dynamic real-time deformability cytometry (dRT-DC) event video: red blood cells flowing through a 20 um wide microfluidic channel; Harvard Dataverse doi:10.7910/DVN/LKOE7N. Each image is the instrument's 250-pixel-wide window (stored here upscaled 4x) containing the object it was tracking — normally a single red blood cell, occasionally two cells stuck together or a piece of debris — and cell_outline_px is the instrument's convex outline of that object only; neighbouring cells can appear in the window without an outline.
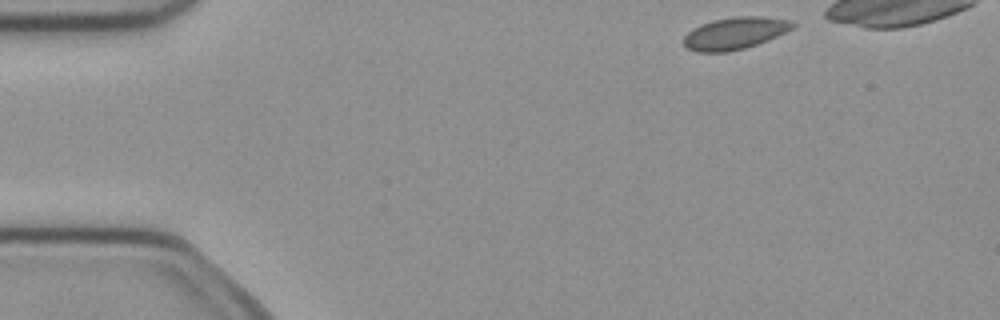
{"species": "common noctule bat (a hibernating species)", "species_latin": "Nyctalus noctula", "temperature_condition": "cold", "stored_images_in_passage": 5, "camera_frame_rate_fps": 3000, "um_per_image_px": 0.085, "animal": {"sex": "female", "body_mass_g": 21.9}, "frame": {"image": 1, "passage_image": 1, "time_ms": 0.0, "image_size_px": [1000, 320], "cell_outline_px": [[796, 24], [792, 28], [768, 40], [744, 48], [728, 52], [696, 52], [688, 48], [684, 44], [684, 36], [692, 28], [700, 24], [712, 20], [736, 16], [764, 16], [792, 20]], "centroid_in_image_um": [62.45, 2.81], "position_along_channel_um": 22.5, "area_um2": 20.4}}